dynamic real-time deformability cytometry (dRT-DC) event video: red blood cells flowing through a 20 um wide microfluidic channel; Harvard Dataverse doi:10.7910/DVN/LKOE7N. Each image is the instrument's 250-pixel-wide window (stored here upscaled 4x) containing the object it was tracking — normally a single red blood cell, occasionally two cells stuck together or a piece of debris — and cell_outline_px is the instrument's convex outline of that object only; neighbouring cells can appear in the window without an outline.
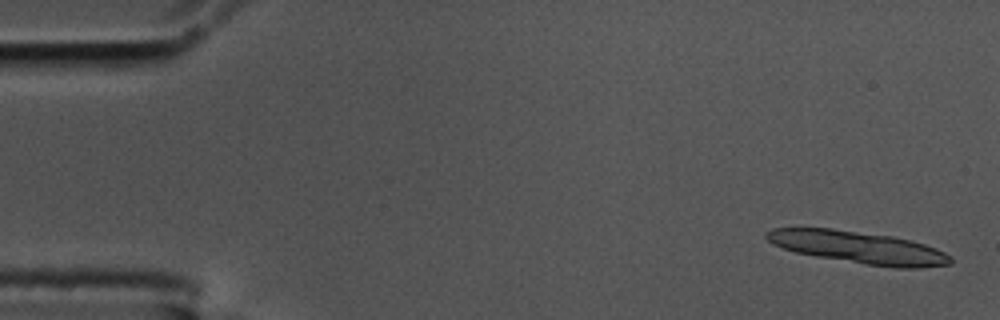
{"species": "common noctule bat (a hibernating species)", "species_latin": "Nyctalus noctula", "temperature_condition": "cold", "stored_images_in_passage": 13, "camera_frame_rate_fps": 3000, "um_per_image_px": 0.085, "animal": {"sex": "male", "body_mass_g": 17.5, "forearm_length_mm": 52.3}, "frame": {"image": 1, "passage_image": 2, "time_ms": 0.333, "image_size_px": [1000, 320], "cell_outline_px": [[952, 264], [920, 268], [896, 268], [864, 264], [816, 256], [796, 252], [784, 248], [768, 240], [764, 236], [764, 232], [772, 228], [832, 228], [892, 236], [924, 244], [936, 248], [952, 256]], "centroid_in_image_um": [72.99, 21.03], "position_along_channel_um": 12.0, "area_um2": 34.45}}